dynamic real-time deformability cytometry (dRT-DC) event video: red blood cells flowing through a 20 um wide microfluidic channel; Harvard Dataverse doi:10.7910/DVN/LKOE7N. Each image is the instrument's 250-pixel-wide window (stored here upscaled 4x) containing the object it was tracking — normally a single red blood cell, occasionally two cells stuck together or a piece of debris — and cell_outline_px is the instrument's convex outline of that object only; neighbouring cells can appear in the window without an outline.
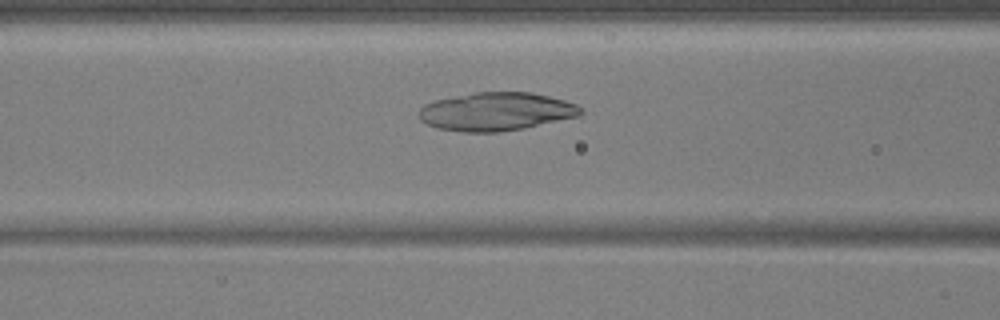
{"species": "common noctule bat (a hibernating species)", "species_latin": "Nyctalus noctula", "temperature_condition": "warm", "stored_images_in_passage": 54, "camera_frame_rate_fps": 3000, "um_per_image_px": 0.085, "animal": {"sex": "male", "body_mass_g": 17.9, "forearm_length_mm": 54.2}, "frame": {"image": 1, "passage_image": 22, "time_ms": 7.0, "image_size_px": [1000, 320], "cell_outline_px": [[584, 112], [580, 116], [524, 128], [500, 132], [464, 132], [436, 128], [420, 120], [416, 112], [424, 104], [436, 100], [476, 92], [532, 92], [564, 100], [576, 104]], "centroid_in_image_um": [42.16, 9.49], "position_along_channel_um": 124.4, "area_um2": 36.18}}
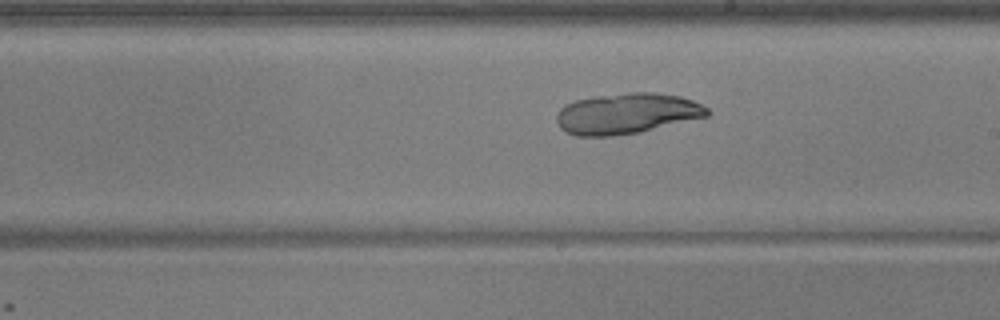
{"frame": {"image": 2, "passage_image": 31, "time_ms": 10.0, "image_size_px": [1000, 320], "cell_outline_px": [[712, 112], [708, 116], [636, 132], [612, 136], [576, 136], [560, 128], [556, 120], [556, 116], [560, 108], [564, 104], [576, 100], [596, 96], [628, 92], [652, 92], [680, 96], [692, 100], [708, 108]], "centroid_in_image_um": [53.25, 9.64], "position_along_channel_um": 235.7, "area_um2": 35.55}}
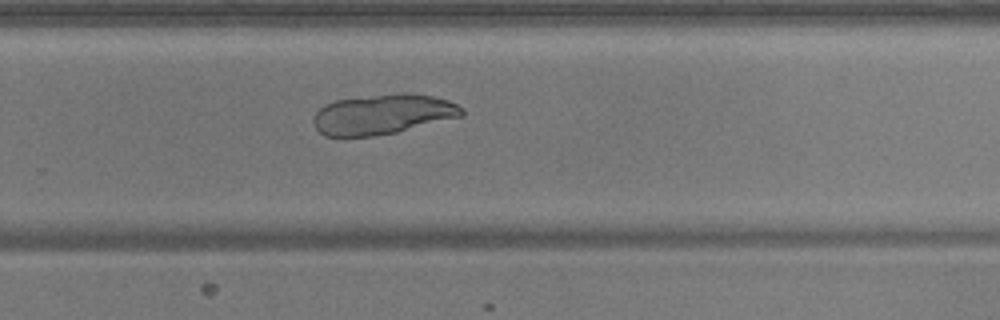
{"frame": {"image": 3, "passage_image": 36, "time_ms": 11.667, "image_size_px": [1000, 320], "cell_outline_px": [[464, 116], [396, 132], [376, 136], [324, 136], [316, 128], [312, 120], [316, 112], [324, 104], [336, 100], [400, 92], [408, 92], [432, 96], [448, 100], [464, 108]], "centroid_in_image_um": [32.56, 9.71], "position_along_channel_um": 297.2, "area_um2": 34.8}}